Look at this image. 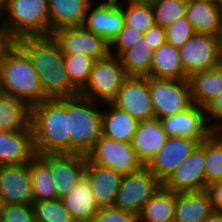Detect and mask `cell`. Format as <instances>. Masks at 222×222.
Segmentation results:
<instances>
[{
	"mask_svg": "<svg viewBox=\"0 0 222 222\" xmlns=\"http://www.w3.org/2000/svg\"><path fill=\"white\" fill-rule=\"evenodd\" d=\"M161 186L162 183L144 166L122 177L114 206L139 216L144 205Z\"/></svg>",
	"mask_w": 222,
	"mask_h": 222,
	"instance_id": "cell-9",
	"label": "cell"
},
{
	"mask_svg": "<svg viewBox=\"0 0 222 222\" xmlns=\"http://www.w3.org/2000/svg\"><path fill=\"white\" fill-rule=\"evenodd\" d=\"M143 37V32L124 25L118 37L110 45V54L119 56L123 51L131 48Z\"/></svg>",
	"mask_w": 222,
	"mask_h": 222,
	"instance_id": "cell-40",
	"label": "cell"
},
{
	"mask_svg": "<svg viewBox=\"0 0 222 222\" xmlns=\"http://www.w3.org/2000/svg\"><path fill=\"white\" fill-rule=\"evenodd\" d=\"M154 50L142 37L131 48L123 51L119 61L128 76H147L152 66Z\"/></svg>",
	"mask_w": 222,
	"mask_h": 222,
	"instance_id": "cell-31",
	"label": "cell"
},
{
	"mask_svg": "<svg viewBox=\"0 0 222 222\" xmlns=\"http://www.w3.org/2000/svg\"><path fill=\"white\" fill-rule=\"evenodd\" d=\"M64 63L70 82L80 92L89 81L94 60L84 54L64 55Z\"/></svg>",
	"mask_w": 222,
	"mask_h": 222,
	"instance_id": "cell-35",
	"label": "cell"
},
{
	"mask_svg": "<svg viewBox=\"0 0 222 222\" xmlns=\"http://www.w3.org/2000/svg\"><path fill=\"white\" fill-rule=\"evenodd\" d=\"M3 207V202L1 200V196H0V211H1V208Z\"/></svg>",
	"mask_w": 222,
	"mask_h": 222,
	"instance_id": "cell-51",
	"label": "cell"
},
{
	"mask_svg": "<svg viewBox=\"0 0 222 222\" xmlns=\"http://www.w3.org/2000/svg\"><path fill=\"white\" fill-rule=\"evenodd\" d=\"M139 121L112 102L103 103L102 135L120 142L131 143Z\"/></svg>",
	"mask_w": 222,
	"mask_h": 222,
	"instance_id": "cell-24",
	"label": "cell"
},
{
	"mask_svg": "<svg viewBox=\"0 0 222 222\" xmlns=\"http://www.w3.org/2000/svg\"><path fill=\"white\" fill-rule=\"evenodd\" d=\"M206 188L222 180V141L212 132L204 139Z\"/></svg>",
	"mask_w": 222,
	"mask_h": 222,
	"instance_id": "cell-34",
	"label": "cell"
},
{
	"mask_svg": "<svg viewBox=\"0 0 222 222\" xmlns=\"http://www.w3.org/2000/svg\"><path fill=\"white\" fill-rule=\"evenodd\" d=\"M0 222H36L32 204H7L0 211Z\"/></svg>",
	"mask_w": 222,
	"mask_h": 222,
	"instance_id": "cell-39",
	"label": "cell"
},
{
	"mask_svg": "<svg viewBox=\"0 0 222 222\" xmlns=\"http://www.w3.org/2000/svg\"><path fill=\"white\" fill-rule=\"evenodd\" d=\"M51 167L57 198L67 195L85 177V154L40 155Z\"/></svg>",
	"mask_w": 222,
	"mask_h": 222,
	"instance_id": "cell-15",
	"label": "cell"
},
{
	"mask_svg": "<svg viewBox=\"0 0 222 222\" xmlns=\"http://www.w3.org/2000/svg\"><path fill=\"white\" fill-rule=\"evenodd\" d=\"M127 77L119 58L109 53L94 61L89 81L79 95L100 103L112 102Z\"/></svg>",
	"mask_w": 222,
	"mask_h": 222,
	"instance_id": "cell-6",
	"label": "cell"
},
{
	"mask_svg": "<svg viewBox=\"0 0 222 222\" xmlns=\"http://www.w3.org/2000/svg\"><path fill=\"white\" fill-rule=\"evenodd\" d=\"M125 25L145 33L155 24L154 11L149 0L121 3Z\"/></svg>",
	"mask_w": 222,
	"mask_h": 222,
	"instance_id": "cell-33",
	"label": "cell"
},
{
	"mask_svg": "<svg viewBox=\"0 0 222 222\" xmlns=\"http://www.w3.org/2000/svg\"><path fill=\"white\" fill-rule=\"evenodd\" d=\"M167 138L160 119L153 118L139 122L131 145L138 158L146 165L165 145Z\"/></svg>",
	"mask_w": 222,
	"mask_h": 222,
	"instance_id": "cell-22",
	"label": "cell"
},
{
	"mask_svg": "<svg viewBox=\"0 0 222 222\" xmlns=\"http://www.w3.org/2000/svg\"><path fill=\"white\" fill-rule=\"evenodd\" d=\"M174 193L206 190L204 140L162 184Z\"/></svg>",
	"mask_w": 222,
	"mask_h": 222,
	"instance_id": "cell-13",
	"label": "cell"
},
{
	"mask_svg": "<svg viewBox=\"0 0 222 222\" xmlns=\"http://www.w3.org/2000/svg\"><path fill=\"white\" fill-rule=\"evenodd\" d=\"M160 121L168 137H187L201 142L212 133L205 108L196 104L183 112L161 118Z\"/></svg>",
	"mask_w": 222,
	"mask_h": 222,
	"instance_id": "cell-18",
	"label": "cell"
},
{
	"mask_svg": "<svg viewBox=\"0 0 222 222\" xmlns=\"http://www.w3.org/2000/svg\"><path fill=\"white\" fill-rule=\"evenodd\" d=\"M15 43L30 58L49 99L79 95L68 78L64 55L52 36L23 37Z\"/></svg>",
	"mask_w": 222,
	"mask_h": 222,
	"instance_id": "cell-1",
	"label": "cell"
},
{
	"mask_svg": "<svg viewBox=\"0 0 222 222\" xmlns=\"http://www.w3.org/2000/svg\"><path fill=\"white\" fill-rule=\"evenodd\" d=\"M36 155L31 125L23 131H0V165L29 163Z\"/></svg>",
	"mask_w": 222,
	"mask_h": 222,
	"instance_id": "cell-19",
	"label": "cell"
},
{
	"mask_svg": "<svg viewBox=\"0 0 222 222\" xmlns=\"http://www.w3.org/2000/svg\"><path fill=\"white\" fill-rule=\"evenodd\" d=\"M51 36L63 55L84 54L96 61L110 53V45L83 25L60 28L52 32Z\"/></svg>",
	"mask_w": 222,
	"mask_h": 222,
	"instance_id": "cell-10",
	"label": "cell"
},
{
	"mask_svg": "<svg viewBox=\"0 0 222 222\" xmlns=\"http://www.w3.org/2000/svg\"><path fill=\"white\" fill-rule=\"evenodd\" d=\"M103 103L80 95L67 98L69 154H85L102 135Z\"/></svg>",
	"mask_w": 222,
	"mask_h": 222,
	"instance_id": "cell-4",
	"label": "cell"
},
{
	"mask_svg": "<svg viewBox=\"0 0 222 222\" xmlns=\"http://www.w3.org/2000/svg\"><path fill=\"white\" fill-rule=\"evenodd\" d=\"M206 117L211 130L222 125V93L216 96L205 108Z\"/></svg>",
	"mask_w": 222,
	"mask_h": 222,
	"instance_id": "cell-42",
	"label": "cell"
},
{
	"mask_svg": "<svg viewBox=\"0 0 222 222\" xmlns=\"http://www.w3.org/2000/svg\"><path fill=\"white\" fill-rule=\"evenodd\" d=\"M0 196L3 205L33 204L29 163L0 165Z\"/></svg>",
	"mask_w": 222,
	"mask_h": 222,
	"instance_id": "cell-17",
	"label": "cell"
},
{
	"mask_svg": "<svg viewBox=\"0 0 222 222\" xmlns=\"http://www.w3.org/2000/svg\"><path fill=\"white\" fill-rule=\"evenodd\" d=\"M216 1L220 6H222V0H216Z\"/></svg>",
	"mask_w": 222,
	"mask_h": 222,
	"instance_id": "cell-52",
	"label": "cell"
},
{
	"mask_svg": "<svg viewBox=\"0 0 222 222\" xmlns=\"http://www.w3.org/2000/svg\"><path fill=\"white\" fill-rule=\"evenodd\" d=\"M112 103L139 122L155 118L148 76H128Z\"/></svg>",
	"mask_w": 222,
	"mask_h": 222,
	"instance_id": "cell-12",
	"label": "cell"
},
{
	"mask_svg": "<svg viewBox=\"0 0 222 222\" xmlns=\"http://www.w3.org/2000/svg\"><path fill=\"white\" fill-rule=\"evenodd\" d=\"M195 33L186 16L179 18L165 28L166 42L177 48H180Z\"/></svg>",
	"mask_w": 222,
	"mask_h": 222,
	"instance_id": "cell-38",
	"label": "cell"
},
{
	"mask_svg": "<svg viewBox=\"0 0 222 222\" xmlns=\"http://www.w3.org/2000/svg\"><path fill=\"white\" fill-rule=\"evenodd\" d=\"M188 81L193 104L206 108L222 93V64L210 70L193 73Z\"/></svg>",
	"mask_w": 222,
	"mask_h": 222,
	"instance_id": "cell-26",
	"label": "cell"
},
{
	"mask_svg": "<svg viewBox=\"0 0 222 222\" xmlns=\"http://www.w3.org/2000/svg\"><path fill=\"white\" fill-rule=\"evenodd\" d=\"M31 108L17 97L0 95V131H23L30 126Z\"/></svg>",
	"mask_w": 222,
	"mask_h": 222,
	"instance_id": "cell-29",
	"label": "cell"
},
{
	"mask_svg": "<svg viewBox=\"0 0 222 222\" xmlns=\"http://www.w3.org/2000/svg\"><path fill=\"white\" fill-rule=\"evenodd\" d=\"M212 132L222 141V125L217 126Z\"/></svg>",
	"mask_w": 222,
	"mask_h": 222,
	"instance_id": "cell-48",
	"label": "cell"
},
{
	"mask_svg": "<svg viewBox=\"0 0 222 222\" xmlns=\"http://www.w3.org/2000/svg\"><path fill=\"white\" fill-rule=\"evenodd\" d=\"M85 177L90 182L98 208L114 206L122 175L114 170L96 165L87 159Z\"/></svg>",
	"mask_w": 222,
	"mask_h": 222,
	"instance_id": "cell-21",
	"label": "cell"
},
{
	"mask_svg": "<svg viewBox=\"0 0 222 222\" xmlns=\"http://www.w3.org/2000/svg\"><path fill=\"white\" fill-rule=\"evenodd\" d=\"M218 50H219L220 64H222V31H221V34L219 36V47H218Z\"/></svg>",
	"mask_w": 222,
	"mask_h": 222,
	"instance_id": "cell-49",
	"label": "cell"
},
{
	"mask_svg": "<svg viewBox=\"0 0 222 222\" xmlns=\"http://www.w3.org/2000/svg\"><path fill=\"white\" fill-rule=\"evenodd\" d=\"M148 77L158 79H188L180 58L179 48L163 43L152 56V66Z\"/></svg>",
	"mask_w": 222,
	"mask_h": 222,
	"instance_id": "cell-28",
	"label": "cell"
},
{
	"mask_svg": "<svg viewBox=\"0 0 222 222\" xmlns=\"http://www.w3.org/2000/svg\"><path fill=\"white\" fill-rule=\"evenodd\" d=\"M143 38L153 50H157L163 43L166 42L165 28L154 24L150 29L143 33Z\"/></svg>",
	"mask_w": 222,
	"mask_h": 222,
	"instance_id": "cell-43",
	"label": "cell"
},
{
	"mask_svg": "<svg viewBox=\"0 0 222 222\" xmlns=\"http://www.w3.org/2000/svg\"><path fill=\"white\" fill-rule=\"evenodd\" d=\"M199 143L193 138L168 137L165 145L145 166L163 184Z\"/></svg>",
	"mask_w": 222,
	"mask_h": 222,
	"instance_id": "cell-16",
	"label": "cell"
},
{
	"mask_svg": "<svg viewBox=\"0 0 222 222\" xmlns=\"http://www.w3.org/2000/svg\"><path fill=\"white\" fill-rule=\"evenodd\" d=\"M2 93L17 97L30 108L49 99L28 55L10 42L0 55Z\"/></svg>",
	"mask_w": 222,
	"mask_h": 222,
	"instance_id": "cell-2",
	"label": "cell"
},
{
	"mask_svg": "<svg viewBox=\"0 0 222 222\" xmlns=\"http://www.w3.org/2000/svg\"><path fill=\"white\" fill-rule=\"evenodd\" d=\"M105 1L116 3V4H121L124 2L145 1V0H105Z\"/></svg>",
	"mask_w": 222,
	"mask_h": 222,
	"instance_id": "cell-50",
	"label": "cell"
},
{
	"mask_svg": "<svg viewBox=\"0 0 222 222\" xmlns=\"http://www.w3.org/2000/svg\"><path fill=\"white\" fill-rule=\"evenodd\" d=\"M153 11L155 24L166 28L176 20L185 16L187 0H149Z\"/></svg>",
	"mask_w": 222,
	"mask_h": 222,
	"instance_id": "cell-37",
	"label": "cell"
},
{
	"mask_svg": "<svg viewBox=\"0 0 222 222\" xmlns=\"http://www.w3.org/2000/svg\"><path fill=\"white\" fill-rule=\"evenodd\" d=\"M6 8V0H0V22L3 18Z\"/></svg>",
	"mask_w": 222,
	"mask_h": 222,
	"instance_id": "cell-47",
	"label": "cell"
},
{
	"mask_svg": "<svg viewBox=\"0 0 222 222\" xmlns=\"http://www.w3.org/2000/svg\"><path fill=\"white\" fill-rule=\"evenodd\" d=\"M36 222H75L62 199L33 201Z\"/></svg>",
	"mask_w": 222,
	"mask_h": 222,
	"instance_id": "cell-36",
	"label": "cell"
},
{
	"mask_svg": "<svg viewBox=\"0 0 222 222\" xmlns=\"http://www.w3.org/2000/svg\"><path fill=\"white\" fill-rule=\"evenodd\" d=\"M176 193L161 186L144 205L138 222H174Z\"/></svg>",
	"mask_w": 222,
	"mask_h": 222,
	"instance_id": "cell-30",
	"label": "cell"
},
{
	"mask_svg": "<svg viewBox=\"0 0 222 222\" xmlns=\"http://www.w3.org/2000/svg\"><path fill=\"white\" fill-rule=\"evenodd\" d=\"M61 199L75 222H91L99 209L86 177Z\"/></svg>",
	"mask_w": 222,
	"mask_h": 222,
	"instance_id": "cell-27",
	"label": "cell"
},
{
	"mask_svg": "<svg viewBox=\"0 0 222 222\" xmlns=\"http://www.w3.org/2000/svg\"><path fill=\"white\" fill-rule=\"evenodd\" d=\"M86 156L90 162L110 168L122 176L135 173L145 166L131 143L116 141L103 135Z\"/></svg>",
	"mask_w": 222,
	"mask_h": 222,
	"instance_id": "cell-8",
	"label": "cell"
},
{
	"mask_svg": "<svg viewBox=\"0 0 222 222\" xmlns=\"http://www.w3.org/2000/svg\"><path fill=\"white\" fill-rule=\"evenodd\" d=\"M91 222H138V216L121 208H99Z\"/></svg>",
	"mask_w": 222,
	"mask_h": 222,
	"instance_id": "cell-41",
	"label": "cell"
},
{
	"mask_svg": "<svg viewBox=\"0 0 222 222\" xmlns=\"http://www.w3.org/2000/svg\"><path fill=\"white\" fill-rule=\"evenodd\" d=\"M0 26L10 42L50 36L48 0H6Z\"/></svg>",
	"mask_w": 222,
	"mask_h": 222,
	"instance_id": "cell-5",
	"label": "cell"
},
{
	"mask_svg": "<svg viewBox=\"0 0 222 222\" xmlns=\"http://www.w3.org/2000/svg\"><path fill=\"white\" fill-rule=\"evenodd\" d=\"M204 222H222V213L213 211Z\"/></svg>",
	"mask_w": 222,
	"mask_h": 222,
	"instance_id": "cell-46",
	"label": "cell"
},
{
	"mask_svg": "<svg viewBox=\"0 0 222 222\" xmlns=\"http://www.w3.org/2000/svg\"><path fill=\"white\" fill-rule=\"evenodd\" d=\"M213 211L207 190L176 193L174 222H204Z\"/></svg>",
	"mask_w": 222,
	"mask_h": 222,
	"instance_id": "cell-23",
	"label": "cell"
},
{
	"mask_svg": "<svg viewBox=\"0 0 222 222\" xmlns=\"http://www.w3.org/2000/svg\"><path fill=\"white\" fill-rule=\"evenodd\" d=\"M94 0H48L51 33L64 27L81 26Z\"/></svg>",
	"mask_w": 222,
	"mask_h": 222,
	"instance_id": "cell-25",
	"label": "cell"
},
{
	"mask_svg": "<svg viewBox=\"0 0 222 222\" xmlns=\"http://www.w3.org/2000/svg\"><path fill=\"white\" fill-rule=\"evenodd\" d=\"M29 170L34 201L57 199L51 167L40 155H36L29 162Z\"/></svg>",
	"mask_w": 222,
	"mask_h": 222,
	"instance_id": "cell-32",
	"label": "cell"
},
{
	"mask_svg": "<svg viewBox=\"0 0 222 222\" xmlns=\"http://www.w3.org/2000/svg\"><path fill=\"white\" fill-rule=\"evenodd\" d=\"M219 36L195 33L180 48V58L187 77L220 64Z\"/></svg>",
	"mask_w": 222,
	"mask_h": 222,
	"instance_id": "cell-11",
	"label": "cell"
},
{
	"mask_svg": "<svg viewBox=\"0 0 222 222\" xmlns=\"http://www.w3.org/2000/svg\"><path fill=\"white\" fill-rule=\"evenodd\" d=\"M10 43L8 38L6 37L4 30L0 26V55L2 50Z\"/></svg>",
	"mask_w": 222,
	"mask_h": 222,
	"instance_id": "cell-45",
	"label": "cell"
},
{
	"mask_svg": "<svg viewBox=\"0 0 222 222\" xmlns=\"http://www.w3.org/2000/svg\"><path fill=\"white\" fill-rule=\"evenodd\" d=\"M30 125L37 155L69 154L67 98L47 99L31 107Z\"/></svg>",
	"mask_w": 222,
	"mask_h": 222,
	"instance_id": "cell-3",
	"label": "cell"
},
{
	"mask_svg": "<svg viewBox=\"0 0 222 222\" xmlns=\"http://www.w3.org/2000/svg\"><path fill=\"white\" fill-rule=\"evenodd\" d=\"M206 190L209 193L214 211L222 213V180L209 184Z\"/></svg>",
	"mask_w": 222,
	"mask_h": 222,
	"instance_id": "cell-44",
	"label": "cell"
},
{
	"mask_svg": "<svg viewBox=\"0 0 222 222\" xmlns=\"http://www.w3.org/2000/svg\"><path fill=\"white\" fill-rule=\"evenodd\" d=\"M149 92L158 119L183 112L193 105L188 79L149 77Z\"/></svg>",
	"mask_w": 222,
	"mask_h": 222,
	"instance_id": "cell-7",
	"label": "cell"
},
{
	"mask_svg": "<svg viewBox=\"0 0 222 222\" xmlns=\"http://www.w3.org/2000/svg\"><path fill=\"white\" fill-rule=\"evenodd\" d=\"M82 25L111 45L125 25L121 4L94 0Z\"/></svg>",
	"mask_w": 222,
	"mask_h": 222,
	"instance_id": "cell-14",
	"label": "cell"
},
{
	"mask_svg": "<svg viewBox=\"0 0 222 222\" xmlns=\"http://www.w3.org/2000/svg\"><path fill=\"white\" fill-rule=\"evenodd\" d=\"M185 16L196 33L220 36L222 6L216 0H187Z\"/></svg>",
	"mask_w": 222,
	"mask_h": 222,
	"instance_id": "cell-20",
	"label": "cell"
}]
</instances>
